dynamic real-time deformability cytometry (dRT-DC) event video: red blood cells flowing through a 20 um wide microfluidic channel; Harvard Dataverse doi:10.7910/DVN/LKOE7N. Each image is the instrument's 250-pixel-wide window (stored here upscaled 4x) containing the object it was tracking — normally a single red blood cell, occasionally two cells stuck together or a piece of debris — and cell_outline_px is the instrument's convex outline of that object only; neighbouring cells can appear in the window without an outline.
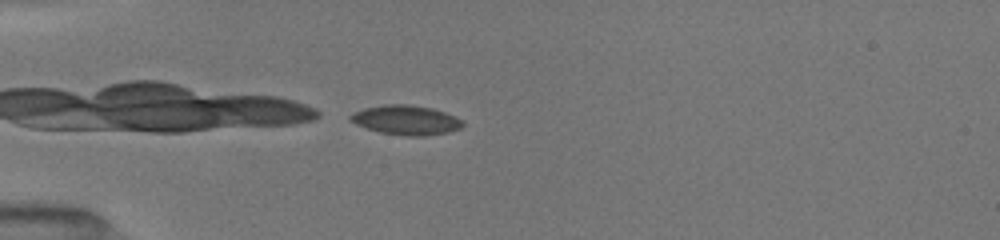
{"species": "common noctule bat (a hibernating species)", "species_latin": "Nyctalus noctula", "temperature_condition": "room temperature", "stored_images_in_passage": 3, "camera_frame_rate_fps": 3000, "um_per_image_px": 0.085, "animal": {"sex": "female", "body_mass_g": 19.5, "forearm_length_mm": 54.1}, "frame": {"image": 1, "passage_image": 1, "time_ms": 0.0, "image_size_px": [1000, 240], "cell_outline_px": [[464, 124], [460, 128], [448, 132], [424, 136], [408, 136], [380, 132], [356, 124], [348, 120], [348, 116], [352, 112], [364, 108], [384, 104], [408, 104], [432, 108], [444, 112], [464, 120]], "centroid_in_image_um": [34.49, 10.19], "position_along_channel_um": 50.5, "area_um2": 19.36}}
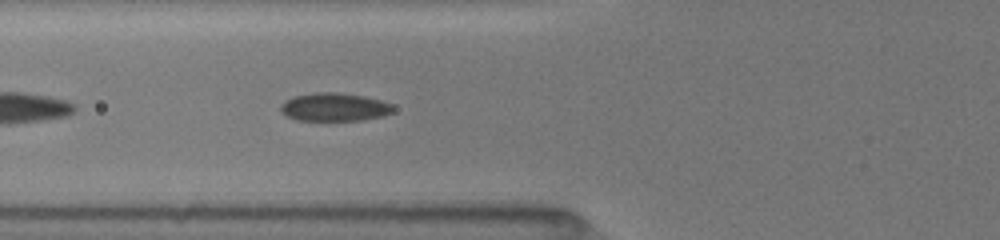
{"frame": {"image": 2, "passage_image": 3, "time_ms": 0.667, "image_size_px": [1000, 240], "cell_outline_px": [[392, 112], [384, 116], [364, 120], [296, 120], [280, 112], [280, 104], [284, 100], [292, 96], [316, 92], [336, 92], [364, 96], [380, 100], [392, 104]], "centroid_in_image_um": [28.38, 9.09], "position_along_channel_um": 97.4, "area_um2": 18.61}}